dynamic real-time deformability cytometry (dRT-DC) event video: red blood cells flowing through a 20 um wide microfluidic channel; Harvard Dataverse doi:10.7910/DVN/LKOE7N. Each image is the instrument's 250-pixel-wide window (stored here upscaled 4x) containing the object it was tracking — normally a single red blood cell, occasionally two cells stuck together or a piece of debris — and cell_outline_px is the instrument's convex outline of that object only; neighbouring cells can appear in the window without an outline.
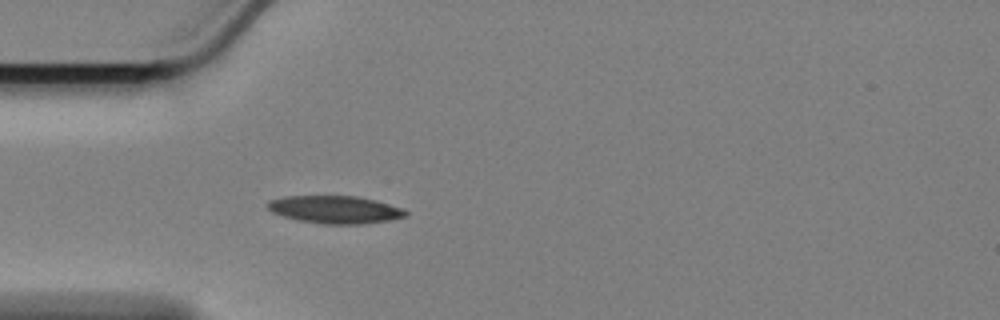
{"species": "Egyptian fruit bat (a non-hibernating species)", "species_latin": "Rousettus aegyptiacus", "temperature_condition": "cold", "stored_images_in_passage": 43, "camera_frame_rate_fps": 3000, "um_per_image_px": 0.085, "animal": {"sex": "female"}, "frame": {"image": 1, "passage_image": 1, "time_ms": 0.0, "image_size_px": [1000, 320], "cell_outline_px": [[408, 216], [388, 220], [360, 224], [324, 224], [300, 220], [284, 216], [272, 212], [268, 208], [268, 200], [284, 196], [356, 196], [376, 200], [404, 208], [408, 212]], "centroid_in_image_um": [28.51, 17.8], "position_along_channel_um": 56.5, "area_um2": 22.2}}
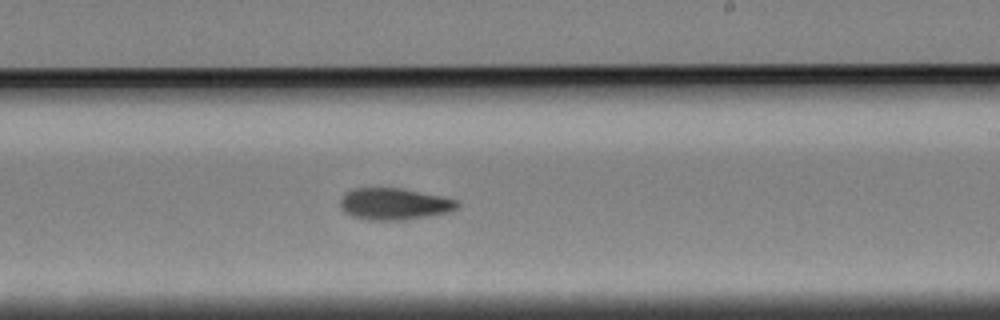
{"frame": {"image": 2, "passage_image": 19, "time_ms": 6.0, "image_size_px": [1000, 320], "cell_outline_px": [[460, 204], [456, 208], [448, 212], [428, 216], [404, 220], [368, 220], [352, 216], [344, 212], [340, 208], [340, 196], [352, 188], [400, 188], [440, 196], [456, 200]], "centroid_in_image_um": [33.45, 17.34], "position_along_channel_um": 255.6, "area_um2": 21.62}}
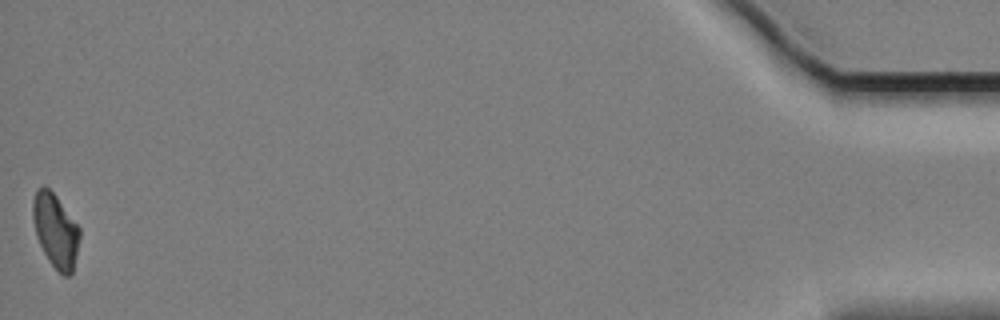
{"frame": {"image": 3, "passage_image": 43, "time_ms": 14.0, "image_size_px": [1000, 320], "cell_outline_px": [[80, 236], [72, 276], [64, 276], [48, 260], [36, 236], [32, 220], [32, 200], [36, 188], [44, 184], [56, 196], [80, 228]], "centroid_in_image_um": [4.7, 19.57], "position_along_channel_um": 430.5, "area_um2": 20.23}, "authors_computed_cell_mechanics": {"area_um2": 21.2704, "velocity_mm_per_s": 3.3775, "shape_relaxation_time_tau1_ms": 4.4556, "shape_relaxation_time_tau2_ms": 9.5123, "deformation_change_tau1": 0.1217, "deformation_change_tau2": 0.1513}}